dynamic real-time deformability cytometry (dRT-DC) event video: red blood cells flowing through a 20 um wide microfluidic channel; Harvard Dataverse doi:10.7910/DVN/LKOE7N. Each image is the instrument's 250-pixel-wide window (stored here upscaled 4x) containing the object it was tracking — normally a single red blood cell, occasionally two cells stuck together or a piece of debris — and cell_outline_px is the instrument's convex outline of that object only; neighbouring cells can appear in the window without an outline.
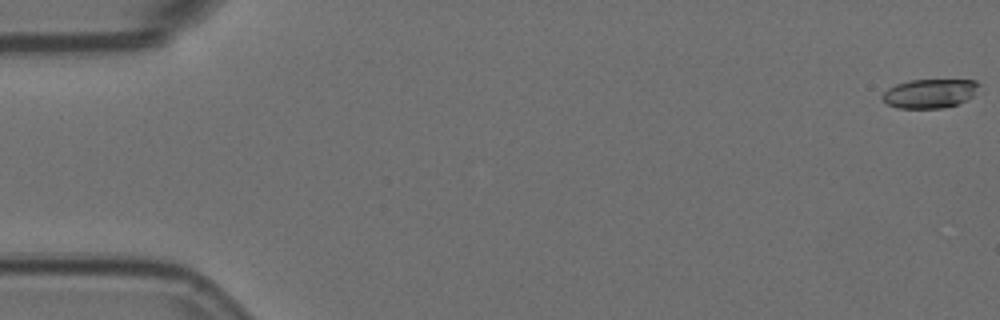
{"species": "Egyptian fruit bat (a non-hibernating species)", "species_latin": "Rousettus aegyptiacus", "temperature_condition": "room temperature", "stored_images_in_passage": 9, "camera_frame_rate_fps": 3000, "um_per_image_px": 0.085, "animal": {"sex": "female"}, "frame": {"image": 1, "passage_image": 1, "time_ms": 0.0, "image_size_px": [1000, 320], "cell_outline_px": [[980, 84], [972, 96], [968, 100], [956, 104], [940, 108], [896, 108], [888, 104], [880, 96], [888, 88], [896, 84], [908, 80], [976, 80]], "centroid_in_image_um": [79.01, 7.94], "position_along_channel_um": 6.0, "area_um2": 16.3}}
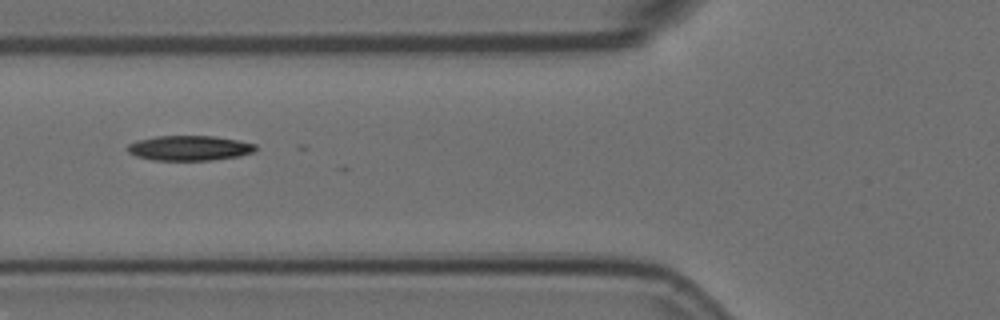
{"frame": {"image": 2, "passage_image": 7, "time_ms": 2.0, "image_size_px": [1000, 320], "cell_outline_px": [[256, 148], [252, 152], [240, 156], [212, 160], [152, 160], [136, 156], [128, 152], [128, 144], [136, 140], [156, 136], [216, 136], [256, 144]], "centroid_in_image_um": [16.08, 12.58], "position_along_channel_um": 109.7, "area_um2": 18.61}}
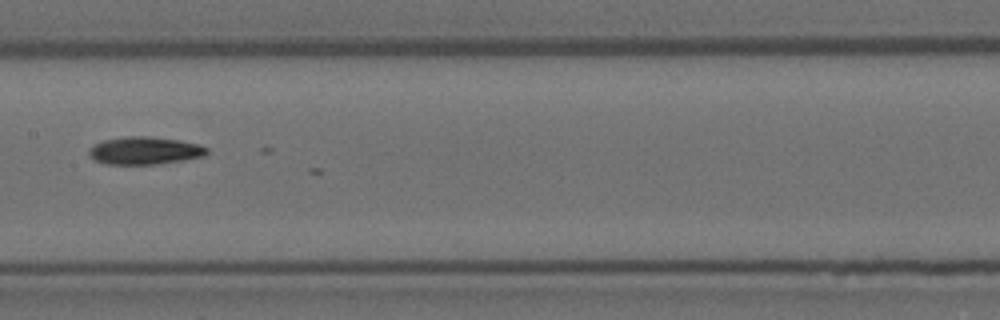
{"frame": {"image": 3, "passage_image": 9, "time_ms": 2.667, "image_size_px": [1000, 320], "cell_outline_px": [[208, 152], [204, 156], [184, 160], [156, 164], [104, 164], [88, 156], [88, 148], [92, 144], [104, 140], [128, 136], [148, 136], [180, 140], [200, 144], [208, 148]], "centroid_in_image_um": [12.28, 12.8], "position_along_channel_um": 195.1, "area_um2": 19.19}}